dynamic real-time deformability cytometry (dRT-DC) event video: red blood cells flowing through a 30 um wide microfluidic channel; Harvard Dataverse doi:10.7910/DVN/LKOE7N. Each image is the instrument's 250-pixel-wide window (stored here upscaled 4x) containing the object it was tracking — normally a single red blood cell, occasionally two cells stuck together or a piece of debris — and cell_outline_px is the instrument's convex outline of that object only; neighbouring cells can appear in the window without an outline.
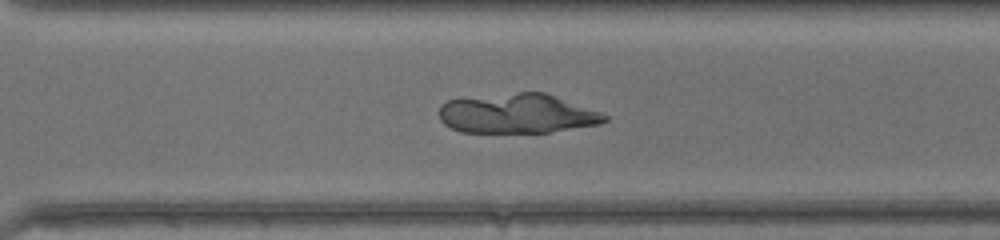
{"species": "common noctule bat (a hibernating species)", "species_latin": "Nyctalus noctula", "temperature_condition": "warm", "stored_images_in_passage": 26, "camera_frame_rate_fps": 3000, "um_per_image_px": 0.085, "animal": {"sex": "female", "body_mass_g": 17.0, "forearm_length_mm": 48.0}, "frame": {"image": 1, "passage_image": 19, "time_ms": 6.0, "image_size_px": [1000, 240], "cell_outline_px": [[608, 120], [600, 124], [548, 132], [460, 132], [444, 124], [440, 120], [440, 104], [448, 100], [516, 92], [544, 92], [600, 112], [608, 116]], "centroid_in_image_um": [43.96, 9.66], "position_along_channel_um": 326.6, "area_um2": 37.86}}
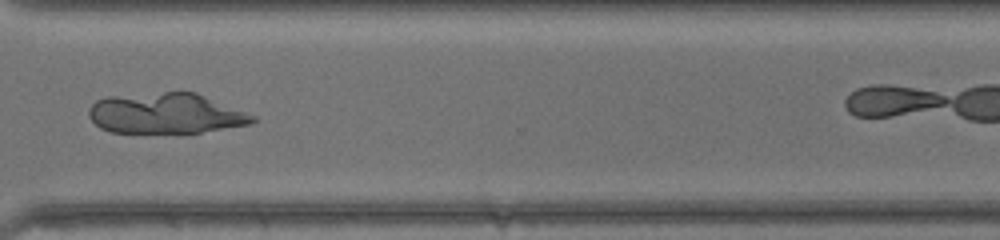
{"frame": {"image": 2, "passage_image": 21, "time_ms": 6.667, "image_size_px": [1000, 240], "cell_outline_px": [[256, 120], [248, 124], [200, 132], [112, 132], [100, 128], [88, 116], [88, 108], [96, 100], [108, 96], [164, 92], [192, 92], [256, 116]], "centroid_in_image_um": [14.02, 9.64], "position_along_channel_um": 356.6, "area_um2": 37.97}}